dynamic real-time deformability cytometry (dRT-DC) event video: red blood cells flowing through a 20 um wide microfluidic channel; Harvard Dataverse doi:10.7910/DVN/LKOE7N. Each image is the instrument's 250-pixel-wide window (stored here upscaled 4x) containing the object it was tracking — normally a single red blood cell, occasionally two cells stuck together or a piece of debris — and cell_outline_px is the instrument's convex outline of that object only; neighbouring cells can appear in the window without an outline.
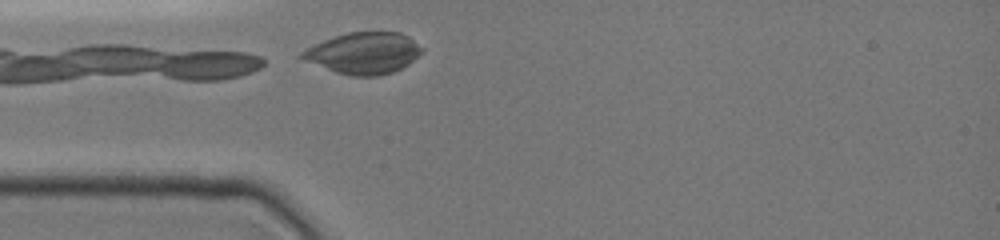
{"species": "common noctule bat (a hibernating species)", "species_latin": "Nyctalus noctula", "temperature_condition": "cold", "stored_images_in_passage": 1, "camera_frame_rate_fps": 3000, "um_per_image_px": 0.085, "animal": {"sex": "female", "body_mass_g": 19.0, "forearm_length_mm": 51.5}, "frame": {"image": 1, "passage_image": 1, "time_ms": 0.0, "image_size_px": [1000, 240], "cell_outline_px": [[424, 52], [408, 64], [392, 72], [376, 76], [352, 76], [336, 72], [304, 60], [296, 56], [300, 52], [324, 40], [348, 32], [400, 32], [408, 36], [424, 48]], "centroid_in_image_um": [30.93, 4.51], "position_along_channel_um": 54.1, "area_um2": 28.84}}